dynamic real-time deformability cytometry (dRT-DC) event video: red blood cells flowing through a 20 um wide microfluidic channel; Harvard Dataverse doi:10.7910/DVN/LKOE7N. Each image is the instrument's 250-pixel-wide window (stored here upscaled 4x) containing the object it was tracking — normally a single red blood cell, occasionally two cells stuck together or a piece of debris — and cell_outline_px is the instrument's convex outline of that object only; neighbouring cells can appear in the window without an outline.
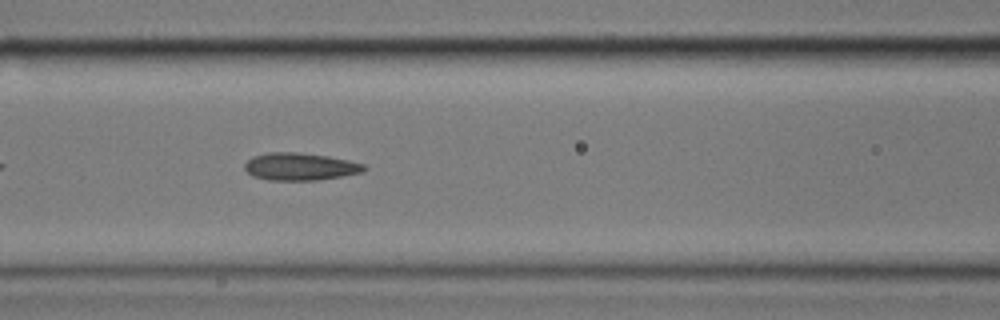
{"species": "common noctule bat (a hibernating species)", "species_latin": "Nyctalus noctula", "temperature_condition": "cold", "stored_images_in_passage": 7, "segment_of_instrument_passage": [1, 2], "camera_frame_rate_fps": 3000, "um_per_image_px": 0.085, "animal": {"sex": "male", "body_mass_g": 17.9}, "frame": {"image": 1, "passage_image": 6, "time_ms": 1.667, "image_size_px": [1000, 320], "cell_outline_px": [[368, 168], [364, 172], [316, 180], [268, 180], [252, 176], [244, 168], [244, 164], [252, 156], [268, 152], [296, 152], [328, 156], [368, 164]], "centroid_in_image_um": [25.53, 14.15], "position_along_channel_um": 141.1, "area_um2": 19.25}}